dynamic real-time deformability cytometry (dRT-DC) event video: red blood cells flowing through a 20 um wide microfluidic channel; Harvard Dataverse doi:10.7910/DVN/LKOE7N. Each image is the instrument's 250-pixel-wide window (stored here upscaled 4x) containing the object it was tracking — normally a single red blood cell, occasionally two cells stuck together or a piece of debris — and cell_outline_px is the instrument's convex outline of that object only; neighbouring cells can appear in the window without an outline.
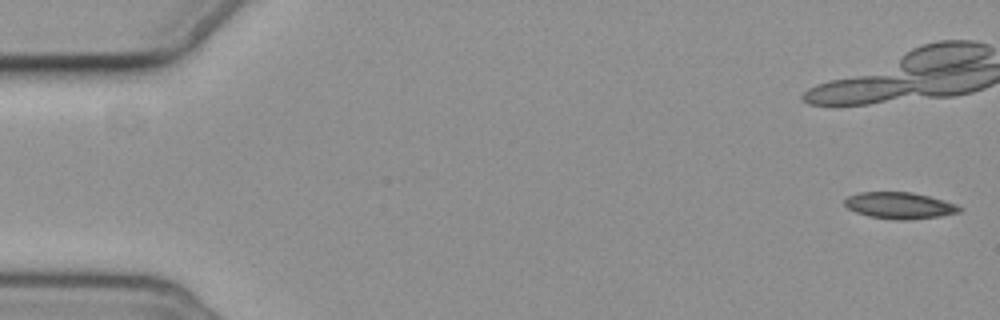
{"species": "common noctule bat (a hibernating species)", "species_latin": "Nyctalus noctula", "temperature_condition": "cold", "stored_images_in_passage": 8, "camera_frame_rate_fps": 3000, "um_per_image_px": 0.085, "animal": {"sex": "female", "body_mass_g": 19.3, "forearm_length_mm": 54.1}, "frame": {"image": 1, "passage_image": 1, "time_ms": 0.0, "image_size_px": [1000, 320], "cell_outline_px": [[964, 208], [960, 212], [940, 216], [908, 220], [896, 220], [868, 216], [856, 212], [848, 208], [844, 204], [844, 200], [848, 196], [860, 192], [912, 192], [928, 196], [956, 204]], "centroid_in_image_um": [76.46, 17.47], "position_along_channel_um": 8.5, "area_um2": 17.74}}